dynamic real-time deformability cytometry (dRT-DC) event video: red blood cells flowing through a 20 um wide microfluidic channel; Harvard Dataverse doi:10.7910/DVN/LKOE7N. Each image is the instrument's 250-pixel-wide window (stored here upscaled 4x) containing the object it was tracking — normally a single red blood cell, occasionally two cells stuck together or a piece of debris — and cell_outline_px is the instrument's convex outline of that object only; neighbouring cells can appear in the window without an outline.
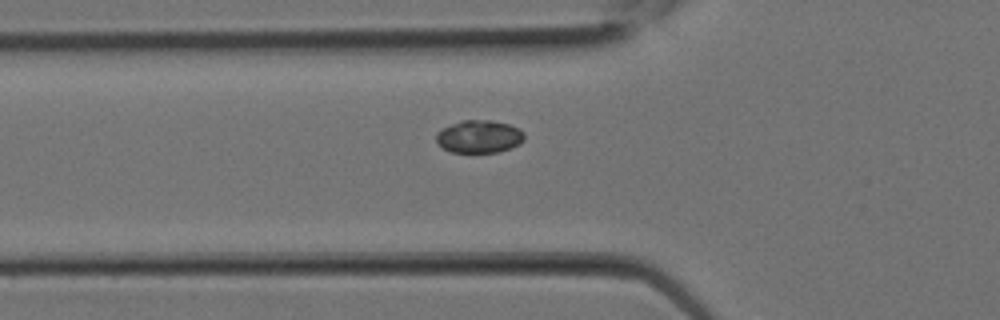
{"species": "Egyptian fruit bat (a non-hibernating species)", "species_latin": "Rousettus aegyptiacus", "temperature_condition": "room temperature", "stored_images_in_passage": 3, "camera_frame_rate_fps": 3000, "um_per_image_px": 0.085, "animal": {"sex": "female"}, "frame": {"image": 1, "passage_image": 3, "time_ms": 0.667, "image_size_px": [1000, 320], "cell_outline_px": [[524, 140], [520, 144], [496, 152], [452, 152], [436, 144], [436, 136], [444, 128], [452, 124], [464, 120], [492, 120], [508, 124], [520, 128], [524, 132]], "centroid_in_image_um": [40.76, 11.6], "position_along_channel_um": 85.0, "area_um2": 16.65}}